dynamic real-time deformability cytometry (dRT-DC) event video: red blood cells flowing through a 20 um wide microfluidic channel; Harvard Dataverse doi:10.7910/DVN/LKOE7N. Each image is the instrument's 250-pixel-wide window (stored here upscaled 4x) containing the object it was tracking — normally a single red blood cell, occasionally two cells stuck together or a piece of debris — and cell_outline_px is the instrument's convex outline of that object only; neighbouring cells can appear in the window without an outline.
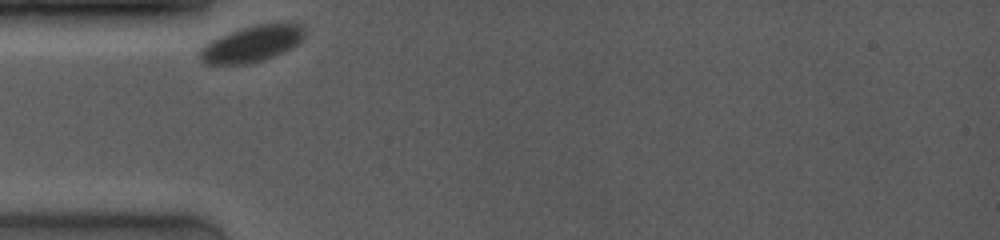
{"species": "common noctule bat (a hibernating species)", "species_latin": "Nyctalus noctula", "temperature_condition": "room temperature", "stored_images_in_passage": 20, "camera_frame_rate_fps": 4000, "um_per_image_px": 0.085, "animal": {"sex": "female", "body_mass_g": 19.0, "forearm_length_mm": 53.3}, "frame": {"image": 1, "passage_image": 1, "time_ms": 0.0, "image_size_px": [1000, 240], "cell_outline_px": [[304, 36], [296, 44], [264, 60], [244, 64], [204, 64], [200, 60], [200, 48], [204, 44], [220, 36], [240, 28], [252, 24], [276, 20], [292, 20], [300, 24], [304, 28]], "centroid_in_image_um": [21.44, 3.65], "position_along_channel_um": 63.6, "area_um2": 22.6}}
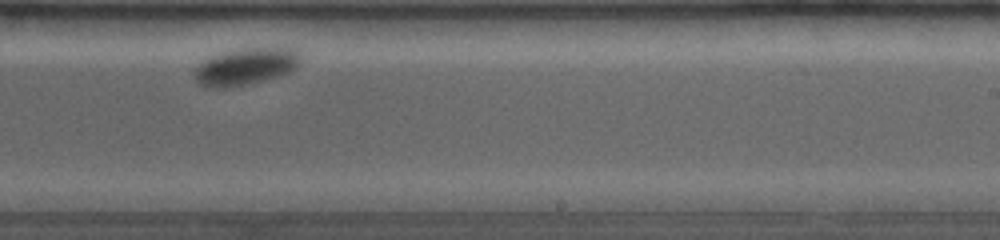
{"frame": {"image": 2, "passage_image": 13, "time_ms": 6.25, "image_size_px": [1000, 240], "cell_outline_px": [[300, 64], [296, 68], [280, 76], [248, 84], [228, 88], [208, 88], [200, 84], [196, 80], [196, 68], [204, 60], [212, 56], [224, 52], [244, 48], [296, 48], [300, 52]], "centroid_in_image_um": [20.93, 5.66], "position_along_channel_um": 268.1, "area_um2": 22.77}}
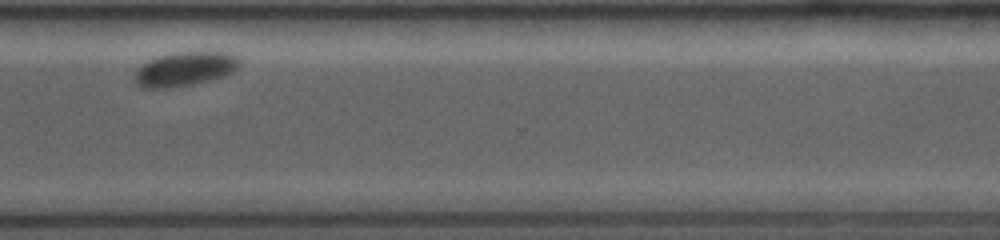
{"frame": {"image": 3, "passage_image": 19, "time_ms": 8.75, "image_size_px": [1000, 240], "cell_outline_px": [[240, 64], [232, 72], [224, 76], [192, 84], [168, 88], [144, 88], [136, 84], [132, 80], [132, 76], [136, 68], [148, 60], [172, 52], [232, 52], [240, 60]], "centroid_in_image_um": [15.66, 5.86], "position_along_channel_um": 354.9, "area_um2": 21.1}}